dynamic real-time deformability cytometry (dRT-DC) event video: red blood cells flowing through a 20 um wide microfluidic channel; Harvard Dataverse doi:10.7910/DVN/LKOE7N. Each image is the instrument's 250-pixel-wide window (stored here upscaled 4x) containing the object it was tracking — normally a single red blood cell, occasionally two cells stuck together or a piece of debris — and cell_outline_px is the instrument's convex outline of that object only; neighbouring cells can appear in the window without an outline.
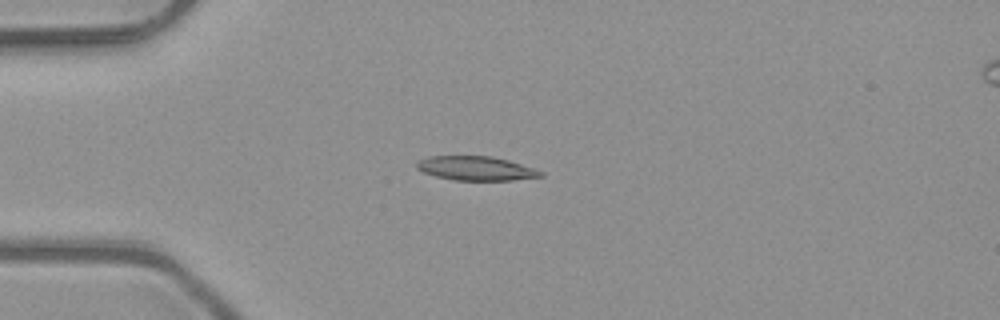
{"species": "common noctule bat (a hibernating species)", "species_latin": "Nyctalus noctula", "temperature_condition": "room temperature", "stored_images_in_passage": 6, "camera_frame_rate_fps": 3000, "um_per_image_px": 0.085, "animal": {"sex": "male", "body_mass_g": 23.1, "forearm_length_mm": 52.7}, "frame": {"image": 1, "passage_image": 4, "time_ms": 1.0, "image_size_px": [1000, 320], "cell_outline_px": [[544, 176], [512, 180], [452, 180], [436, 176], [424, 172], [416, 168], [416, 160], [428, 156], [492, 156], [508, 160], [544, 172]], "centroid_in_image_um": [40.42, 14.3], "position_along_channel_um": 44.6, "area_um2": 17.4}}
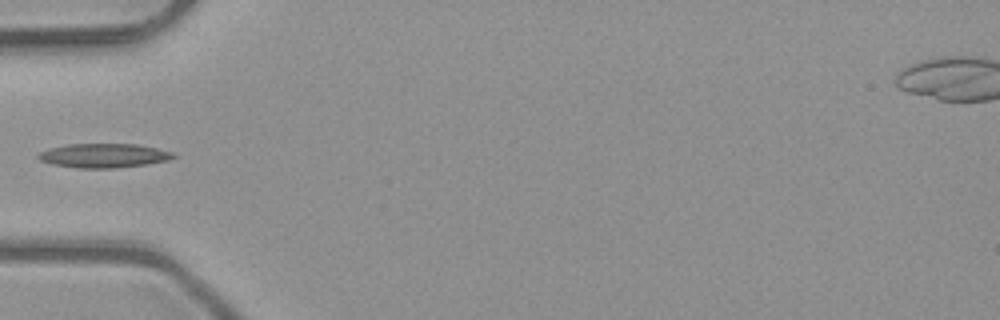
{"frame": {"image": 2, "passage_image": 5, "time_ms": 1.333, "image_size_px": [1000, 320], "cell_outline_px": [[176, 156], [168, 160], [148, 164], [116, 168], [76, 168], [52, 164], [40, 160], [36, 156], [40, 152], [48, 148], [68, 144], [136, 144], [176, 152]], "centroid_in_image_um": [8.83, 13.22], "position_along_channel_um": 76.2, "area_um2": 19.13}}
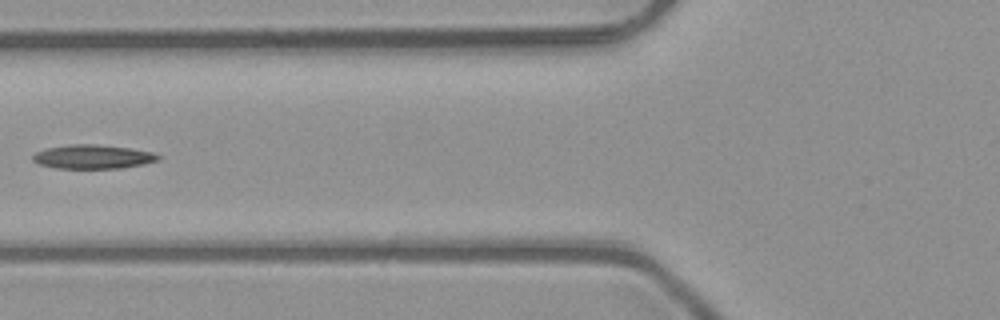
{"frame": {"image": 3, "passage_image": 6, "time_ms": 1.667, "image_size_px": [1000, 320], "cell_outline_px": [[160, 160], [144, 164], [120, 168], [56, 168], [40, 164], [32, 160], [32, 156], [36, 152], [48, 148], [68, 144], [96, 144], [128, 148], [152, 152], [160, 156]], "centroid_in_image_um": [7.9, 13.32], "position_along_channel_um": 117.9, "area_um2": 17.4}}